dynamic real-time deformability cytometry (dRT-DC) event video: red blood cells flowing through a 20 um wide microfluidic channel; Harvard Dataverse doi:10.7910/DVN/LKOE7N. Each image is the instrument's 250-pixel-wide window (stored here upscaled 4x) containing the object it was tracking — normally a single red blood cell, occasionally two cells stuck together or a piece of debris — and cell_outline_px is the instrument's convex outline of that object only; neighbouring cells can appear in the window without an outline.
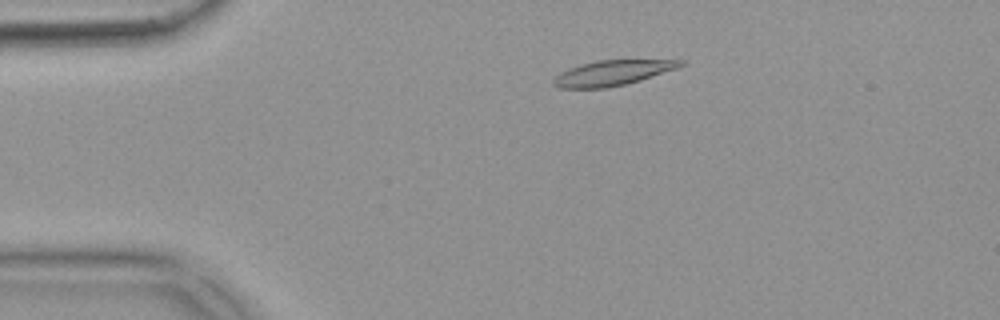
{"species": "common noctule bat (a hibernating species)", "species_latin": "Nyctalus noctula", "temperature_condition": "warm", "stored_images_in_passage": 50, "camera_frame_rate_fps": 3000, "um_per_image_px": 0.085, "animal": {"sex": "female", "body_mass_g": 18.4}, "frame": {"image": 1, "passage_image": 8, "time_ms": 2.333, "image_size_px": [1000, 320], "cell_outline_px": [[688, 60], [684, 64], [676, 68], [640, 80], [608, 88], [560, 88], [552, 84], [552, 80], [560, 72], [568, 68], [580, 64], [596, 60]], "centroid_in_image_um": [52.01, 6.19], "position_along_channel_um": 33.0, "area_um2": 18.55}}
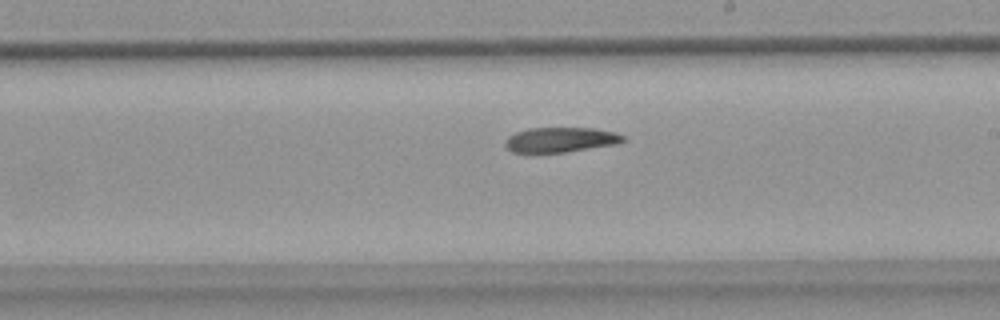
{"frame": {"image": 2, "passage_image": 28, "time_ms": 9.0, "image_size_px": [1000, 320], "cell_outline_px": [[628, 140], [620, 144], [564, 152], [512, 152], [504, 144], [504, 140], [508, 136], [516, 132], [528, 128], [592, 128], [616, 132], [624, 136]], "centroid_in_image_um": [47.7, 11.87], "position_along_channel_um": 241.3, "area_um2": 17.28}}
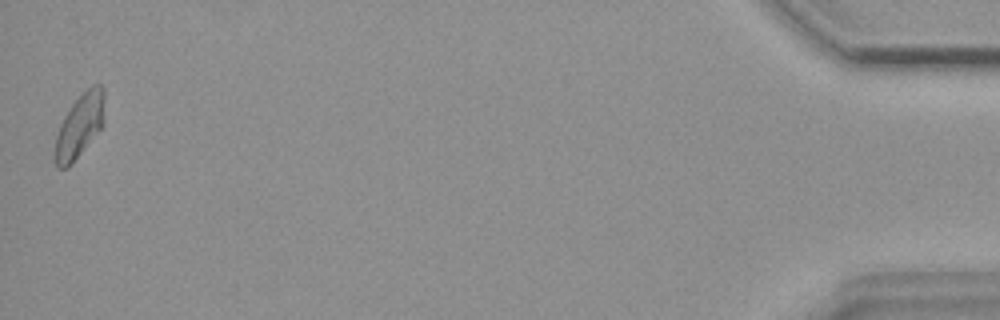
{"frame": {"image": 3, "passage_image": 50, "time_ms": 16.333, "image_size_px": [1000, 320], "cell_outline_px": [[104, 124], [68, 168], [56, 168], [52, 156], [56, 136], [60, 124], [64, 116], [72, 104], [92, 84], [100, 84], [104, 88]], "centroid_in_image_um": [6.74, 10.72], "position_along_channel_um": 428.5, "area_um2": 18.5}}